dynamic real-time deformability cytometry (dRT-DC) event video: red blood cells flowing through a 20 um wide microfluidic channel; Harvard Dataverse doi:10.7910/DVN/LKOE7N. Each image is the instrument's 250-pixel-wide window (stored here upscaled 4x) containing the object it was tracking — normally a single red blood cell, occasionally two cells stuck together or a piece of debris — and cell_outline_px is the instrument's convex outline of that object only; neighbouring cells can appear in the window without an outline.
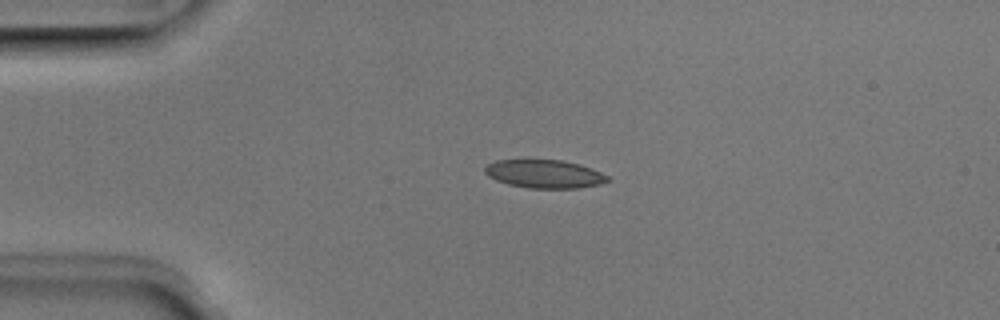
{"species": "Egyptian fruit bat (a non-hibernating species)", "species_latin": "Rousettus aegyptiacus", "temperature_condition": "room temperature", "stored_images_in_passage": 40, "camera_frame_rate_fps": 3000, "um_per_image_px": 0.085, "animal": {"sex": "male"}, "frame": {"image": 1, "passage_image": 1, "time_ms": 0.0, "image_size_px": [1000, 320], "cell_outline_px": [[608, 180], [600, 184], [576, 188], [528, 188], [508, 184], [496, 180], [488, 176], [484, 172], [484, 168], [488, 164], [496, 160], [560, 160], [580, 164], [592, 168], [608, 176]], "centroid_in_image_um": [46.26, 14.78], "position_along_channel_um": 38.7, "area_um2": 20.11}}
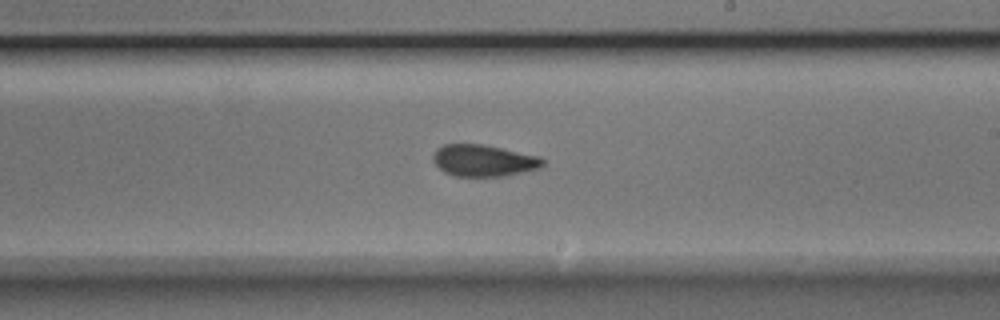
{"frame": {"image": 2, "passage_image": 19, "time_ms": 6.0, "image_size_px": [1000, 320], "cell_outline_px": [[544, 164], [540, 168], [504, 176], [452, 176], [444, 172], [432, 160], [432, 156], [436, 148], [444, 144], [484, 144], [540, 156], [544, 160]], "centroid_in_image_um": [41.09, 13.64], "position_along_channel_um": 247.9, "area_um2": 20.4}}
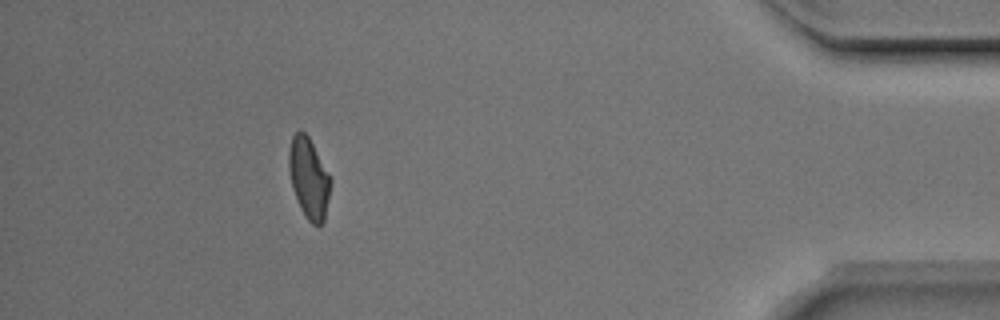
{"frame": {"image": 3, "passage_image": 35, "time_ms": 11.333, "image_size_px": [1000, 320], "cell_outline_px": [[332, 180], [324, 220], [316, 228], [308, 220], [300, 208], [292, 188], [288, 164], [288, 152], [292, 136], [300, 128], [308, 136]], "centroid_in_image_um": [26.24, 15.14], "position_along_channel_um": 409.0, "area_um2": 19.54}, "authors_computed_cell_mechanics": {"area_um2": 20.0855, "velocity_mm_per_s": 4.0183, "shape_relaxation_time_tau1_ms": null, "shape_relaxation_time_tau2_ms": 1.8208, "deformation_change_tau1": null, "deformation_change_tau2": 0.0835}}